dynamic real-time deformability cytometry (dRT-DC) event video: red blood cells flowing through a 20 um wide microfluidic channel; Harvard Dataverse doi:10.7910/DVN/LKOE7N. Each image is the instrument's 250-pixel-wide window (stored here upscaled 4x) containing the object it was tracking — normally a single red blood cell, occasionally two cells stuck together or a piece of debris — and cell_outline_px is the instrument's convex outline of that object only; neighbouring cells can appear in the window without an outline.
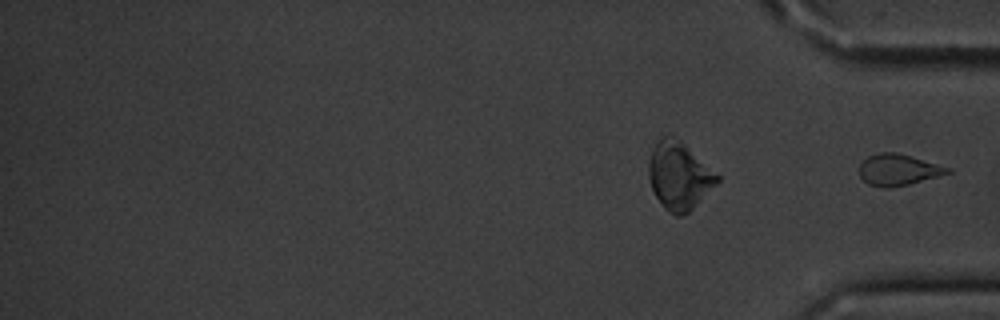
{"species": "common noctule bat (a hibernating species)", "species_latin": "Nyctalus noctula", "temperature_condition": "cold", "stored_images_in_passage": 17, "segment_of_instrument_passage": [2, 2], "camera_frame_rate_fps": 3000, "um_per_image_px": 0.085, "animal": {"sex": "male", "body_mass_g": 20.1, "forearm_length_mm": 53.5}, "frame": {"image": 1, "passage_image": 17, "time_ms": 19.667, "image_size_px": [1000, 320], "cell_outline_px": [[952, 172], [908, 184], [892, 188], [884, 188], [868, 184], [860, 176], [860, 164], [868, 156], [880, 152], [896, 152], [912, 156], [952, 168]], "centroid_in_image_um": [76.36, 14.43], "position_along_channel_um": 358.8, "area_um2": 16.07}}